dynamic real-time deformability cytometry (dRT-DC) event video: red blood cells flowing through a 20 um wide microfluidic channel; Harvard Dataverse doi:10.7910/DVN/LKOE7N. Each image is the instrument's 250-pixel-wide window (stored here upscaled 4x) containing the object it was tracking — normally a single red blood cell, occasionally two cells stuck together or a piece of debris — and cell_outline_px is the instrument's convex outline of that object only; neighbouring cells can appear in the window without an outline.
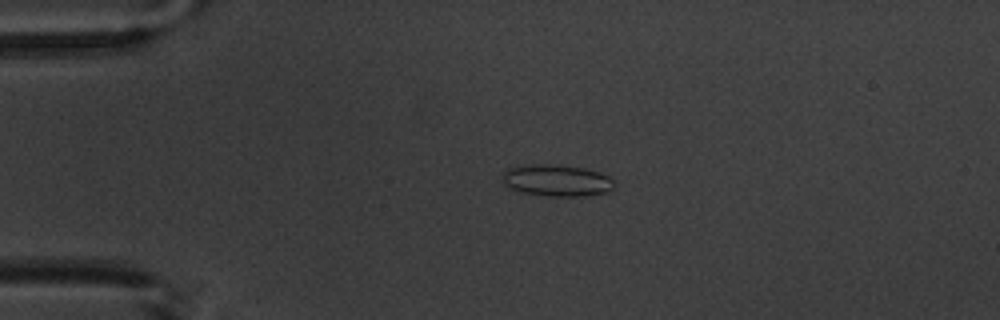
{"species": "common noctule bat (a hibernating species)", "species_latin": "Nyctalus noctula", "temperature_condition": "warm", "stored_images_in_passage": 4, "camera_frame_rate_fps": 3000, "um_per_image_px": 0.085, "animal": {"sex": "male", "body_mass_g": 20.1, "forearm_length_mm": 53.5}, "frame": {"image": 1, "passage_image": 3, "time_ms": 2.333, "image_size_px": [1000, 320], "cell_outline_px": [[612, 188], [604, 192], [588, 196], [548, 196], [520, 192], [504, 184], [504, 172], [508, 168], [528, 164], [560, 164], [584, 168], [600, 172], [608, 176], [612, 180]], "centroid_in_image_um": [47.31, 15.32], "position_along_channel_um": 37.7, "area_um2": 20.58}}